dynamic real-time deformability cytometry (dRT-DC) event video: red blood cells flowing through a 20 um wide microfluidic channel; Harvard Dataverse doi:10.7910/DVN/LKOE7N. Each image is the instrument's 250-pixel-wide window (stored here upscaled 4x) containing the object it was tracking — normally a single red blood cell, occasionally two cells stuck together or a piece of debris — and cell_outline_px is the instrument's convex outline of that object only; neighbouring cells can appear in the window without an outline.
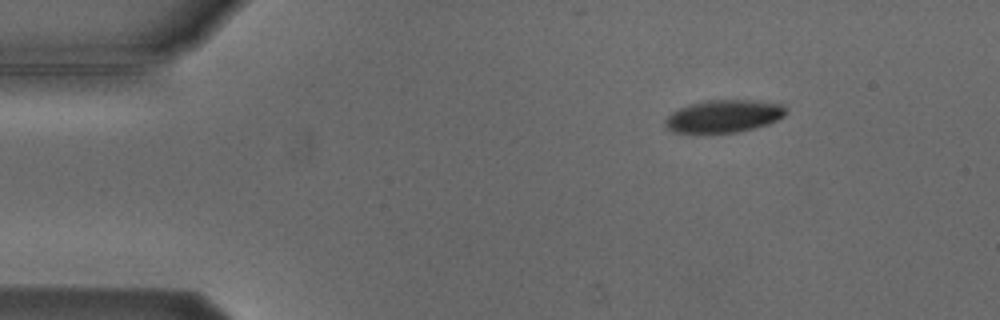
{"species": "Egyptian fruit bat (a non-hibernating species)", "species_latin": "Rousettus aegyptiacus", "temperature_condition": "cold", "stored_images_in_passage": 3, "camera_frame_rate_fps": 3000, "um_per_image_px": 0.085, "animal": {"sex": "male"}, "frame": {"image": 1, "passage_image": 3, "time_ms": 2.667, "image_size_px": [1000, 320], "cell_outline_px": [[788, 112], [784, 116], [768, 124], [736, 132], [672, 132], [664, 128], [664, 120], [672, 112], [688, 104], [708, 100], [756, 100], [784, 104], [788, 108]], "centroid_in_image_um": [61.54, 9.86], "position_along_channel_um": 23.5, "area_um2": 23.0}}